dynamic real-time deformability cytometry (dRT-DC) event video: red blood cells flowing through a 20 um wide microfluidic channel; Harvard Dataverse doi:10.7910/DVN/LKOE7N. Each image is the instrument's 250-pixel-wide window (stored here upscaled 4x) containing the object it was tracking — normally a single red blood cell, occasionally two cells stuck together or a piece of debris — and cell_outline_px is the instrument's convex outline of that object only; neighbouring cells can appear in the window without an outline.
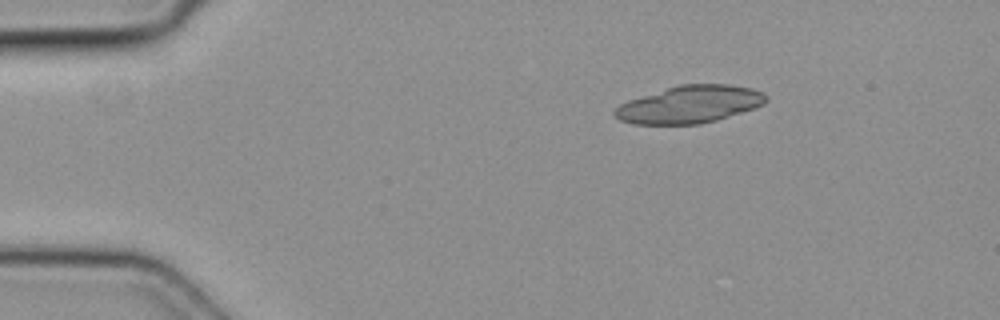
{"species": "common noctule bat (a hibernating species)", "species_latin": "Nyctalus noctula", "temperature_condition": "cold", "stored_images_in_passage": 4, "camera_frame_rate_fps": 3000, "um_per_image_px": 0.085, "animal": {"sex": "female", "body_mass_g": 19.3, "forearm_length_mm": 54.1}, "frame": {"image": 1, "passage_image": 2, "time_ms": 0.333, "image_size_px": [1000, 320], "cell_outline_px": [[768, 100], [764, 104], [756, 108], [716, 120], [700, 124], [632, 124], [620, 120], [612, 112], [620, 104], [628, 100], [680, 84], [728, 84], [752, 88], [764, 92], [768, 96]], "centroid_in_image_um": [58.66, 8.87], "position_along_channel_um": 26.3, "area_um2": 33.06}}